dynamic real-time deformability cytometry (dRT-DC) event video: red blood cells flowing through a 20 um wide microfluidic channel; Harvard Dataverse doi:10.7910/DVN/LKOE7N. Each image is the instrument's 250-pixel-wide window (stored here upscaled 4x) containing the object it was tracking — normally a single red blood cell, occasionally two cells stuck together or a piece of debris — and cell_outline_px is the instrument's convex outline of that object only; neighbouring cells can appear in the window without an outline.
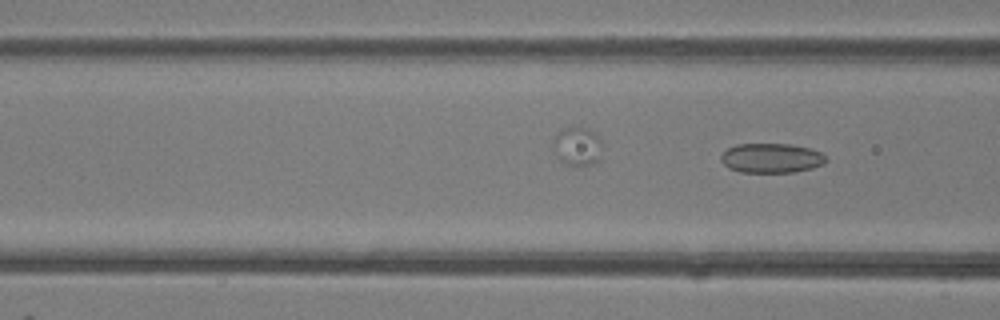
{"species": "common noctule bat (a hibernating species)", "species_latin": "Nyctalus noctula", "temperature_condition": "room temperature", "stored_images_in_passage": 5, "camera_frame_rate_fps": 3000, "um_per_image_px": 0.085, "animal": {"sex": "female"}, "frame": {"image": 1, "passage_image": 5, "time_ms": 1.333, "image_size_px": [1000, 320], "cell_outline_px": [[828, 160], [824, 164], [812, 168], [796, 172], [740, 172], [728, 168], [720, 160], [720, 156], [728, 148], [736, 144], [792, 144], [808, 148], [820, 152]], "centroid_in_image_um": [65.56, 13.44], "position_along_channel_um": 101.0, "area_um2": 18.15}}